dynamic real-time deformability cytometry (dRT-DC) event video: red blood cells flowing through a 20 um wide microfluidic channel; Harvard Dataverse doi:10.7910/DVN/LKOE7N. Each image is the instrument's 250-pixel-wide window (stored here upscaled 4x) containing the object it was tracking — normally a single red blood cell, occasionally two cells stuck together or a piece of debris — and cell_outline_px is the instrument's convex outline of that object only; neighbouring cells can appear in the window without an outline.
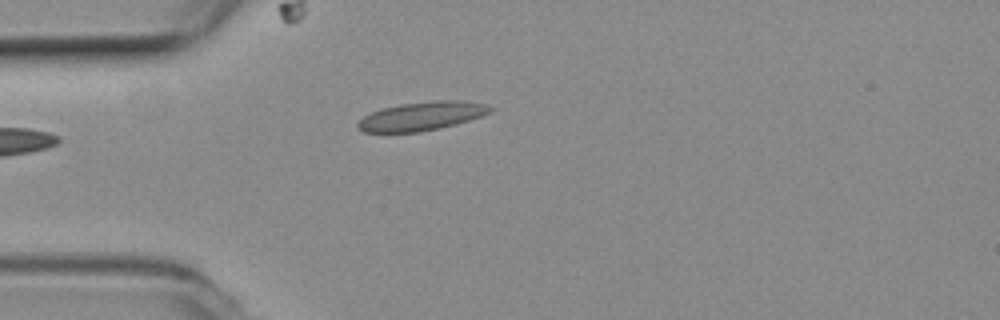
{"species": "common noctule bat (a hibernating species)", "species_latin": "Nyctalus noctula", "temperature_condition": "room temperature", "stored_images_in_passage": 12, "camera_frame_rate_fps": 3000, "um_per_image_px": 0.085, "animal": {"sex": "female", "body_mass_g": 19.3, "forearm_length_mm": 54.1}, "frame": {"image": 1, "passage_image": 1, "time_ms": 0.0, "image_size_px": [1000, 320], "cell_outline_px": [[496, 108], [480, 116], [456, 124], [440, 128], [420, 132], [364, 132], [356, 128], [356, 124], [364, 116], [372, 112], [384, 108], [400, 104], [436, 100], [464, 100], [484, 104]], "centroid_in_image_um": [35.84, 9.87], "position_along_channel_um": 49.2, "area_um2": 22.02}}